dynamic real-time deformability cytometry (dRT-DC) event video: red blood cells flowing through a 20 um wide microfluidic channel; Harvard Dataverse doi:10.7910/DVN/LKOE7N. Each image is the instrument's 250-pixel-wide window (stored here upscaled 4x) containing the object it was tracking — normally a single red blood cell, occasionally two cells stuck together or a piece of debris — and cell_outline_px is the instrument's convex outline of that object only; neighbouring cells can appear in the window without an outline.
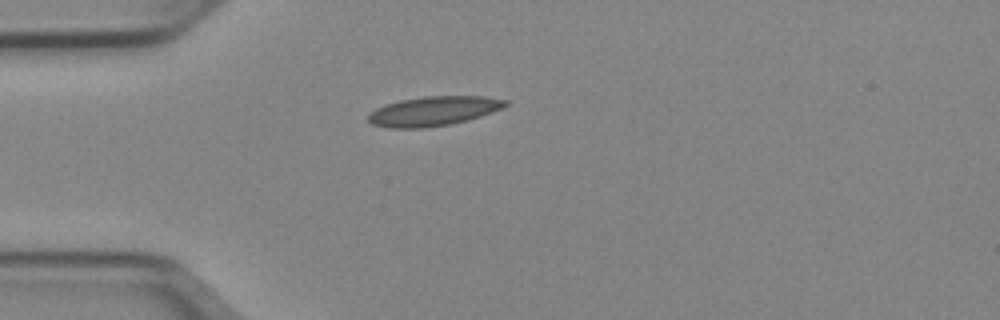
{"species": "Egyptian fruit bat (a non-hibernating species)", "species_latin": "Rousettus aegyptiacus", "temperature_condition": "cold", "stored_images_in_passage": 34, "camera_frame_rate_fps": 3000, "um_per_image_px": 0.085, "animal": {"sex": "female"}, "frame": {"image": 1, "passage_image": 1, "time_ms": 0.0, "image_size_px": [1000, 320], "cell_outline_px": [[508, 104], [504, 108], [468, 120], [452, 124], [424, 128], [388, 128], [372, 124], [368, 120], [368, 112], [384, 104], [400, 100], [424, 96], [484, 96], [508, 100]], "centroid_in_image_um": [36.83, 9.44], "position_along_channel_um": 48.2, "area_um2": 23.81}}
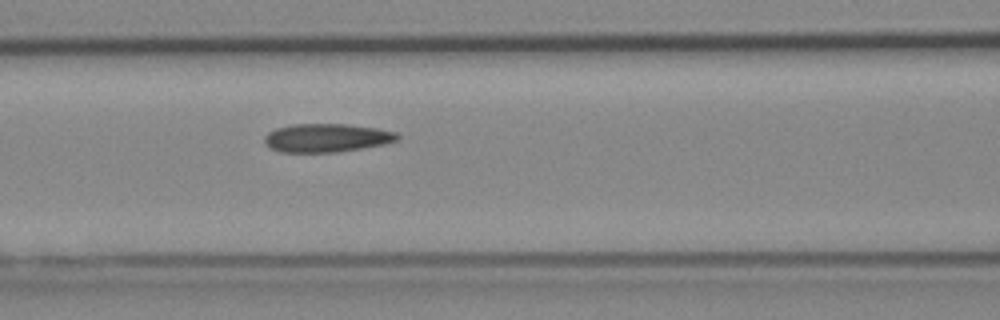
{"frame": {"image": 2, "passage_image": 9, "time_ms": 2.667, "image_size_px": [1000, 320], "cell_outline_px": [[400, 140], [384, 144], [336, 152], [280, 152], [268, 148], [264, 144], [264, 136], [268, 132], [276, 128], [292, 124], [348, 124], [376, 128], [396, 132], [400, 136]], "centroid_in_image_um": [27.73, 11.72], "position_along_channel_um": 138.9, "area_um2": 22.2}}
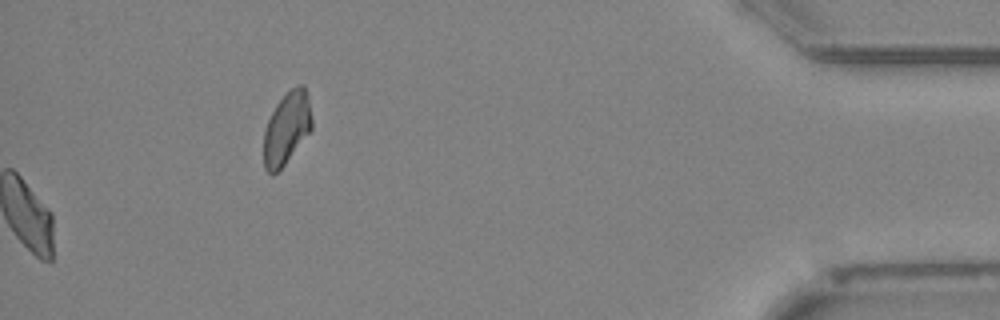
{"frame": {"image": 3, "passage_image": 34, "time_ms": 11.0, "image_size_px": [1000, 320], "cell_outline_px": [[312, 128], [284, 164], [272, 176], [264, 168], [264, 132], [268, 120], [276, 104], [292, 88], [300, 84], [304, 84], [308, 96], [312, 120]], "centroid_in_image_um": [24.37, 10.89], "position_along_channel_um": 410.8, "area_um2": 19.88}, "authors_computed_cell_mechanics": {"area_um2": 21.9929, "velocity_mm_per_s": 3.9384, "shape_relaxation_time_tau1_ms": null, "shape_relaxation_time_tau2_ms": 8.3523, "deformation_change_tau1": null, "deformation_change_tau2": 0.1573}}